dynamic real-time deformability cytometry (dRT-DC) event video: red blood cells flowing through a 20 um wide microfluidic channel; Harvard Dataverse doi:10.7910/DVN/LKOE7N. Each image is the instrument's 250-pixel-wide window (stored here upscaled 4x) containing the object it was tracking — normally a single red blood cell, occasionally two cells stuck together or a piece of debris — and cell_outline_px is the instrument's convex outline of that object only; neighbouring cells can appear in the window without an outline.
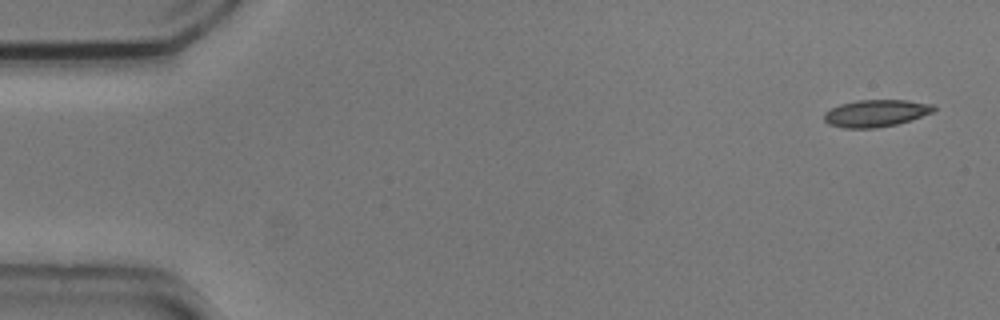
{"species": "common noctule bat (a hibernating species)", "species_latin": "Nyctalus noctula", "temperature_condition": "cold", "stored_images_in_passage": 6, "camera_frame_rate_fps": 3000, "um_per_image_px": 0.085, "animal": {"sex": "male", "body_mass_g": 20.5, "forearm_length_mm": 52.5}, "frame": {"image": 1, "passage_image": 1, "time_ms": 0.0, "image_size_px": [1000, 320], "cell_outline_px": [[936, 108], [932, 112], [896, 124], [876, 128], [844, 128], [828, 124], [824, 120], [824, 112], [840, 104], [856, 100], [908, 100], [932, 104]], "centroid_in_image_um": [74.41, 9.62], "position_along_channel_um": 10.6, "area_um2": 17.17}}
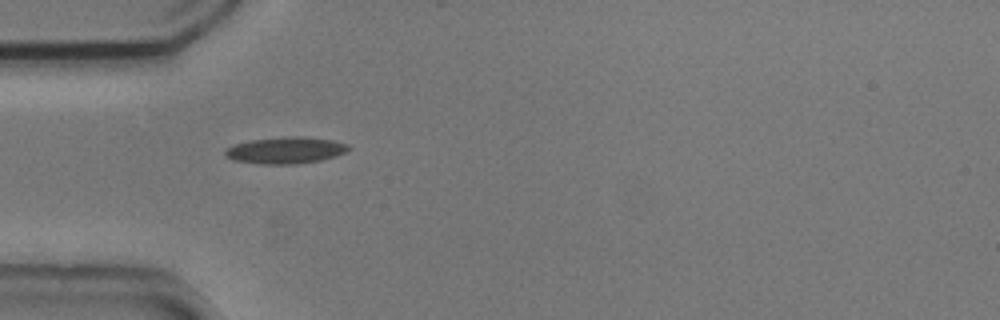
{"frame": {"image": 2, "passage_image": 5, "time_ms": 1.333, "image_size_px": [1000, 320], "cell_outline_px": [[352, 148], [348, 152], [336, 156], [320, 160], [296, 164], [260, 164], [232, 160], [224, 156], [224, 148], [236, 144], [252, 140], [288, 136], [300, 136], [332, 140], [348, 144]], "centroid_in_image_um": [24.28, 12.78], "position_along_channel_um": 60.7, "area_um2": 19.31}}